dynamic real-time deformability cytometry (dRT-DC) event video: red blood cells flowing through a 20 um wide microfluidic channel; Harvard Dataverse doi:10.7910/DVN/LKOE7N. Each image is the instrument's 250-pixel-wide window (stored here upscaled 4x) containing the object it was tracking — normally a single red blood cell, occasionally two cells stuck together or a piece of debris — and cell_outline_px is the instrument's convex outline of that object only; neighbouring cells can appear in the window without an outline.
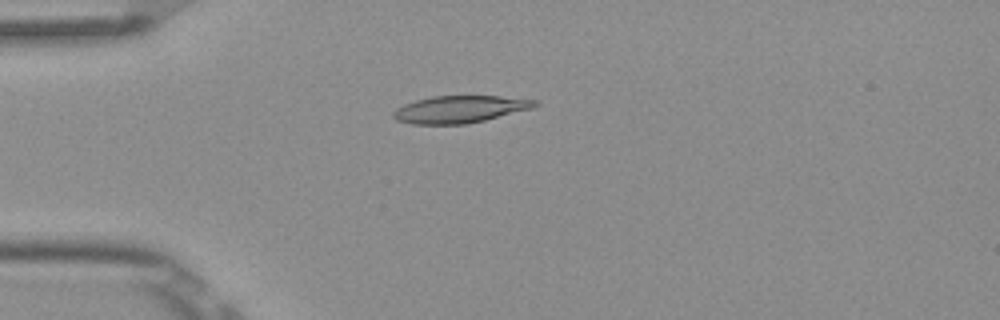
{"species": "Egyptian fruit bat (a non-hibernating species)", "species_latin": "Rousettus aegyptiacus", "temperature_condition": "room temperature", "stored_images_in_passage": 6, "camera_frame_rate_fps": 3000, "um_per_image_px": 0.085, "frame": {"image": 1, "passage_image": 3, "time_ms": 0.667, "image_size_px": [1000, 320], "cell_outline_px": [[540, 104], [532, 108], [484, 120], [464, 124], [412, 124], [396, 120], [392, 116], [392, 112], [396, 108], [404, 104], [416, 100], [432, 96], [500, 96], [540, 100]], "centroid_in_image_um": [39.08, 9.28], "position_along_channel_um": 45.9, "area_um2": 22.43}}
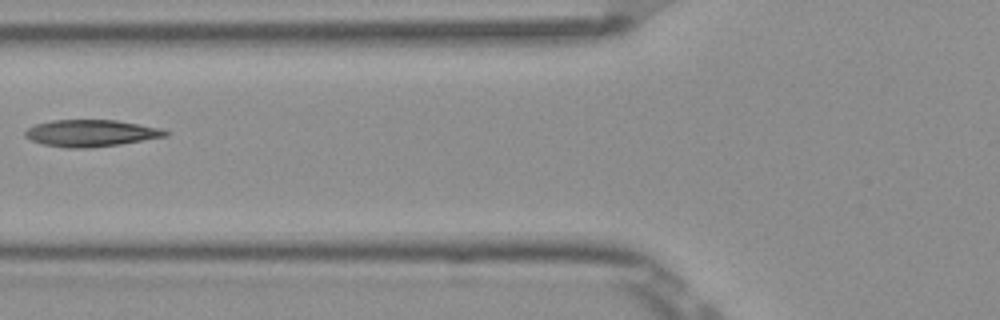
{"frame": {"image": 2, "passage_image": 5, "time_ms": 1.333, "image_size_px": [1000, 320], "cell_outline_px": [[172, 132], [168, 136], [120, 144], [88, 148], [64, 148], [44, 144], [32, 140], [24, 136], [24, 132], [28, 128], [36, 124], [52, 120], [116, 120], [160, 128]], "centroid_in_image_um": [7.75, 11.32], "position_along_channel_um": 118.1, "area_um2": 21.91}}
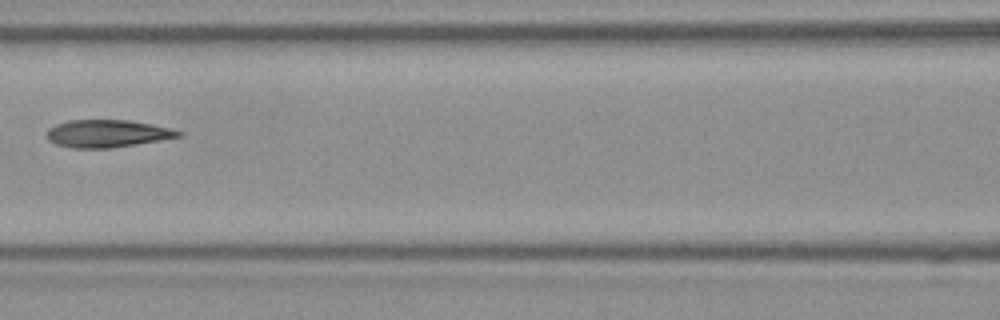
{"frame": {"image": 3, "passage_image": 6, "time_ms": 1.667, "image_size_px": [1000, 320], "cell_outline_px": [[180, 136], [160, 140], [112, 148], [72, 148], [56, 144], [48, 140], [44, 132], [48, 128], [56, 124], [68, 120], [132, 120], [152, 124], [168, 128], [180, 132]], "centroid_in_image_um": [9.03, 11.35], "position_along_channel_um": 157.6, "area_um2": 21.1}}